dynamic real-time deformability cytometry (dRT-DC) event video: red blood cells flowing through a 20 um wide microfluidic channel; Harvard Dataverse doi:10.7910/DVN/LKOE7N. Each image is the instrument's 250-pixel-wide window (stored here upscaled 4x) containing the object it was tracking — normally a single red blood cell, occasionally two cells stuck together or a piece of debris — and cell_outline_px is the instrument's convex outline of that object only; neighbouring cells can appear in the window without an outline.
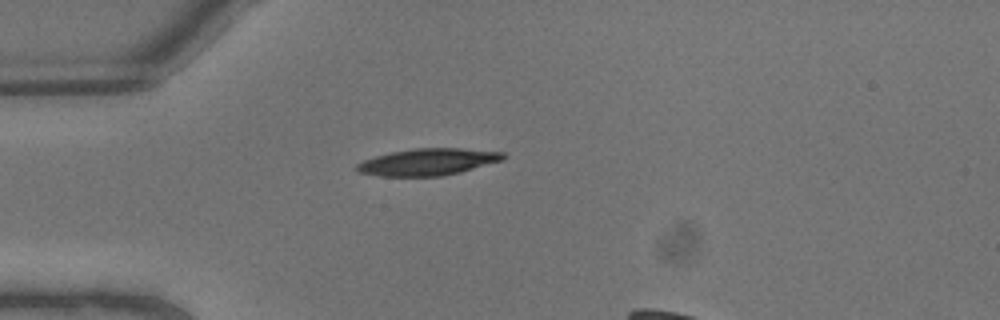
{"species": "common noctule bat (a hibernating species)", "species_latin": "Nyctalus noctula", "temperature_condition": "warm", "stored_images_in_passage": 4, "segment_of_instrument_passage": [1, 2], "camera_frame_rate_fps": 3000, "um_per_image_px": 0.085, "animal": {"sex": "male", "body_mass_g": 13.3}, "frame": {"image": 1, "passage_image": 1, "time_ms": 0.0, "image_size_px": [1000, 320], "cell_outline_px": [[508, 156], [504, 160], [460, 172], [440, 176], [380, 176], [356, 172], [356, 164], [364, 160], [376, 156], [392, 152], [416, 148], [460, 148], [504, 152]], "centroid_in_image_um": [36.4, 13.76], "position_along_channel_um": 48.6, "area_um2": 22.89}}
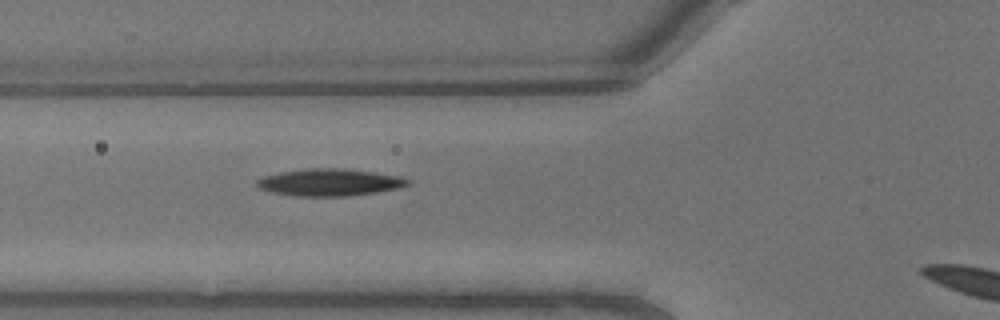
{"frame": {"image": 2, "passage_image": 3, "time_ms": 0.667, "image_size_px": [1000, 320], "cell_outline_px": [[412, 184], [400, 188], [376, 192], [348, 196], [296, 196], [268, 192], [256, 188], [256, 180], [264, 176], [280, 172], [308, 168], [348, 168], [400, 176], [412, 180]], "centroid_in_image_um": [28.03, 15.5], "position_along_channel_um": 97.8, "area_um2": 24.28}}